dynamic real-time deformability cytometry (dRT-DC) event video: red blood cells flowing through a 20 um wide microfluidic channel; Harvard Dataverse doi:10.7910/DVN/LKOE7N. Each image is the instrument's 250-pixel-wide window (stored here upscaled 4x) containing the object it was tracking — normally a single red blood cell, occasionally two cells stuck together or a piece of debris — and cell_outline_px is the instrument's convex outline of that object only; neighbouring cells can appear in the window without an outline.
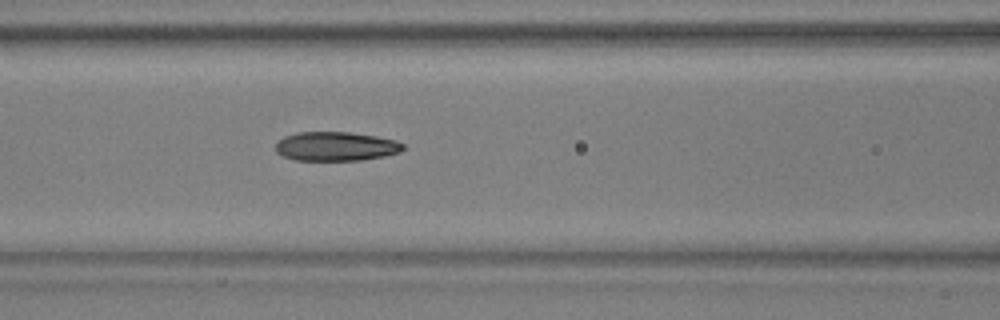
{"species": "common noctule bat (a hibernating species)", "species_latin": "Nyctalus noctula", "temperature_condition": "warm", "stored_images_in_passage": 36, "camera_frame_rate_fps": 3000, "um_per_image_px": 0.085, "animal": {"sex": "male", "body_mass_g": 17.9, "forearm_length_mm": 54.2}, "frame": {"image": 1, "passage_image": 11, "time_ms": 3.333, "image_size_px": [1000, 320], "cell_outline_px": [[404, 148], [400, 152], [384, 156], [360, 160], [296, 160], [284, 156], [276, 152], [276, 144], [284, 136], [300, 132], [348, 132], [376, 136], [396, 140], [404, 144]], "centroid_in_image_um": [28.57, 12.44], "position_along_channel_um": 138.0, "area_um2": 21.5}}
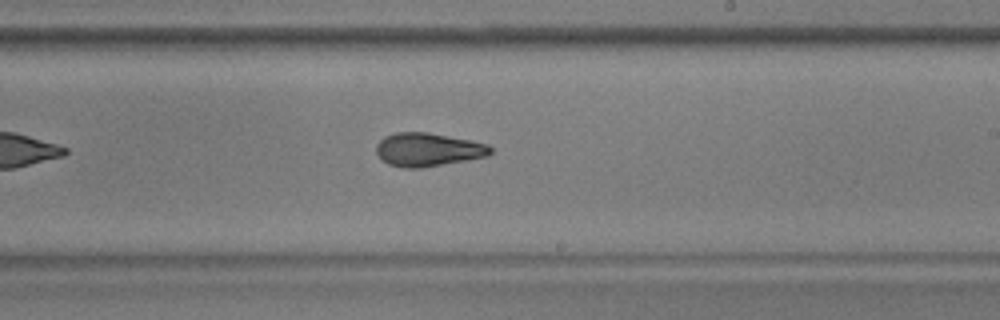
{"frame": {"image": 2, "passage_image": 20, "time_ms": 6.333, "image_size_px": [1000, 320], "cell_outline_px": [[492, 152], [488, 156], [420, 168], [404, 168], [388, 164], [380, 160], [376, 152], [376, 144], [384, 136], [396, 132], [428, 132], [472, 140], [488, 144], [492, 148]], "centroid_in_image_um": [36.35, 12.71], "position_along_channel_um": 252.6, "area_um2": 22.43}}
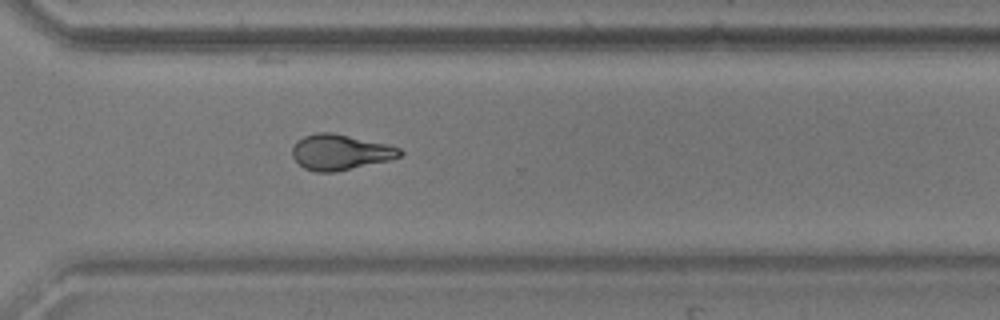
{"frame": {"image": 3, "passage_image": 27, "time_ms": 8.667, "image_size_px": [1000, 320], "cell_outline_px": [[404, 152], [400, 156], [388, 160], [336, 172], [316, 172], [304, 168], [292, 156], [292, 148], [296, 140], [304, 136], [316, 132], [332, 132], [384, 144], [400, 148]], "centroid_in_image_um": [28.87, 12.93], "position_along_channel_um": 341.7, "area_um2": 22.08}, "authors_computed_cell_mechanics": {"area_um2": 22.2241, "velocity_mm_per_s": 3.8286, "shape_relaxation_time_tau1_ms": 10.0862, "shape_relaxation_time_tau2_ms": 2.6696, "deformation_change_tau1": 0.2603, "deformation_change_tau2": 0.0893}}